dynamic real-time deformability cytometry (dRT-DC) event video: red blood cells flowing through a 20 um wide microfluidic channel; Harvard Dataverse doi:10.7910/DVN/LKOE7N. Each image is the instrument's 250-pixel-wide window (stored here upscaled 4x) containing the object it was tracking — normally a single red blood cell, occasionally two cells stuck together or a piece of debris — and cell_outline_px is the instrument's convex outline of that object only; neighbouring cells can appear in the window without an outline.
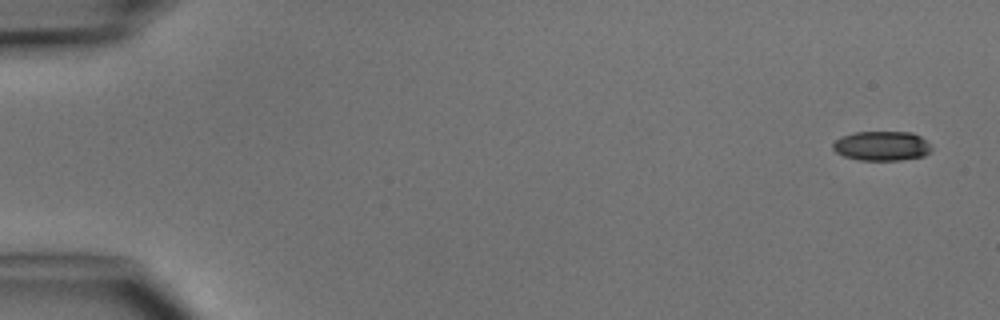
{"species": "common noctule bat (a hibernating species)", "species_latin": "Nyctalus noctula", "temperature_condition": "cold", "stored_images_in_passage": 5, "camera_frame_rate_fps": 3000, "um_per_image_px": 0.085, "animal": {"sex": "male", "body_mass_g": 15.6}, "frame": {"image": 1, "passage_image": 1, "time_ms": 0.0, "image_size_px": [1000, 320], "cell_outline_px": [[932, 148], [924, 156], [900, 160], [860, 160], [844, 156], [836, 152], [832, 148], [832, 144], [836, 140], [844, 136], [856, 132], [912, 132], [920, 136]], "centroid_in_image_um": [74.94, 12.41], "position_along_channel_um": 10.1, "area_um2": 16.76}}
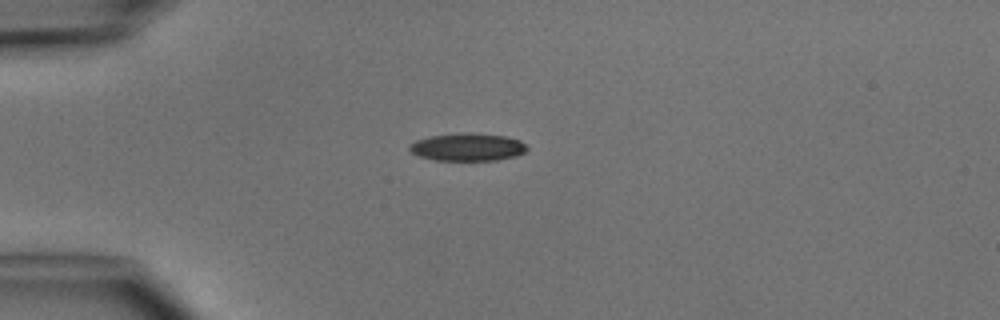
{"frame": {"image": 2, "passage_image": 4, "time_ms": 3.667, "image_size_px": [1000, 320], "cell_outline_px": [[528, 148], [524, 152], [516, 156], [496, 160], [436, 160], [420, 156], [412, 152], [408, 148], [408, 144], [416, 140], [428, 136], [460, 132], [472, 132], [504, 136], [520, 140]], "centroid_in_image_um": [39.72, 12.48], "position_along_channel_um": 45.3, "area_um2": 19.07}}